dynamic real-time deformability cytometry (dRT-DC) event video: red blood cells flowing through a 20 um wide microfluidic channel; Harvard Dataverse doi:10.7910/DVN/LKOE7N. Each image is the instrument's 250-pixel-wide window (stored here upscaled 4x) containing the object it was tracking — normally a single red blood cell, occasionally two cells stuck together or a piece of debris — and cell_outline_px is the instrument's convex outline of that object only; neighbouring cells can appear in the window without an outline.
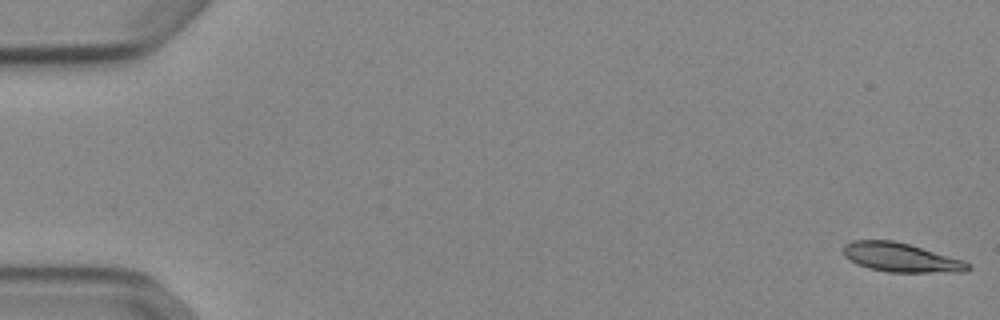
{"species": "Egyptian fruit bat (a non-hibernating species)", "species_latin": "Rousettus aegyptiacus", "temperature_condition": "cold", "stored_images_in_passage": 53, "camera_frame_rate_fps": 3000, "um_per_image_px": 0.085, "animal": {"sex": "female"}, "frame": {"image": 1, "passage_image": 1, "time_ms": 0.0, "image_size_px": [1000, 320], "cell_outline_px": [[972, 268], [968, 272], [888, 272], [868, 268], [856, 264], [844, 256], [844, 244], [852, 240], [892, 240], [908, 244], [964, 260]], "centroid_in_image_um": [76.58, 21.89], "position_along_channel_um": 8.4, "area_um2": 21.1}}
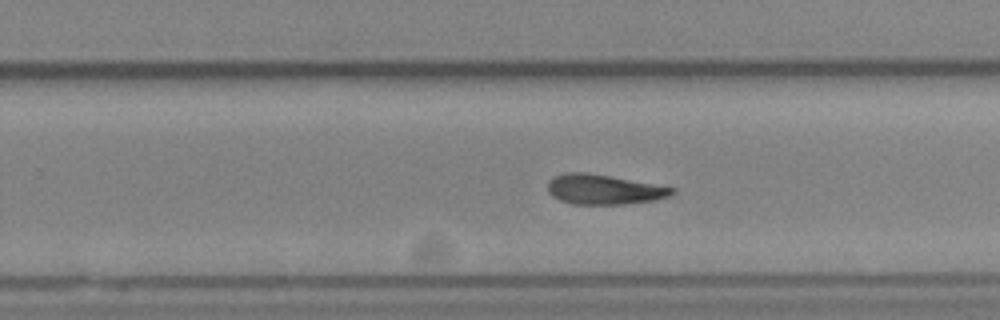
{"frame": {"image": 2, "passage_image": 34, "time_ms": 11.0, "image_size_px": [1000, 320], "cell_outline_px": [[676, 192], [668, 196], [652, 200], [624, 204], [572, 204], [560, 200], [552, 196], [548, 192], [548, 180], [556, 176], [568, 172], [588, 172], [676, 188]], "centroid_in_image_um": [51.3, 16.1], "position_along_channel_um": 278.5, "area_um2": 21.5}}
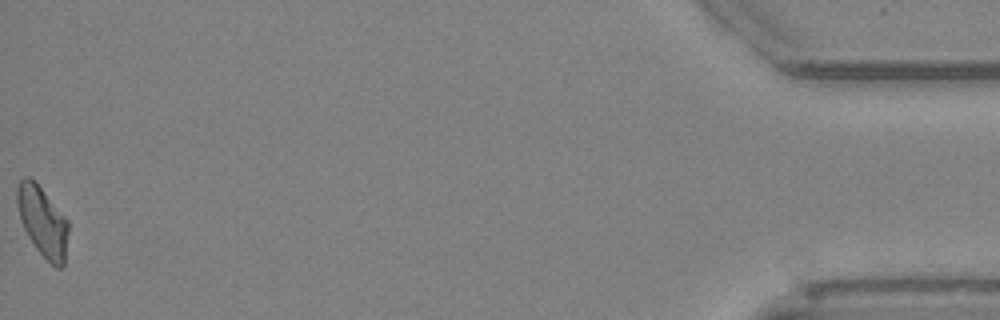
{"frame": {"image": 3, "passage_image": 53, "time_ms": 17.333, "image_size_px": [1000, 320], "cell_outline_px": [[68, 232], [64, 264], [60, 268], [56, 268], [36, 248], [28, 236], [20, 220], [16, 200], [16, 188], [20, 180], [24, 176], [28, 176], [36, 180], [68, 220]], "centroid_in_image_um": [3.61, 18.77], "position_along_channel_um": 431.6, "area_um2": 21.04}, "authors_computed_cell_mechanics": {"area_um2": 21.5594, "velocity_mm_per_s": 3.8694, "shape_relaxation_time_tau1_ms": 6.2292, "shape_relaxation_time_tau2_ms": 11.2276, "deformation_change_tau1": 0.1697, "deformation_change_tau2": 0.209}}